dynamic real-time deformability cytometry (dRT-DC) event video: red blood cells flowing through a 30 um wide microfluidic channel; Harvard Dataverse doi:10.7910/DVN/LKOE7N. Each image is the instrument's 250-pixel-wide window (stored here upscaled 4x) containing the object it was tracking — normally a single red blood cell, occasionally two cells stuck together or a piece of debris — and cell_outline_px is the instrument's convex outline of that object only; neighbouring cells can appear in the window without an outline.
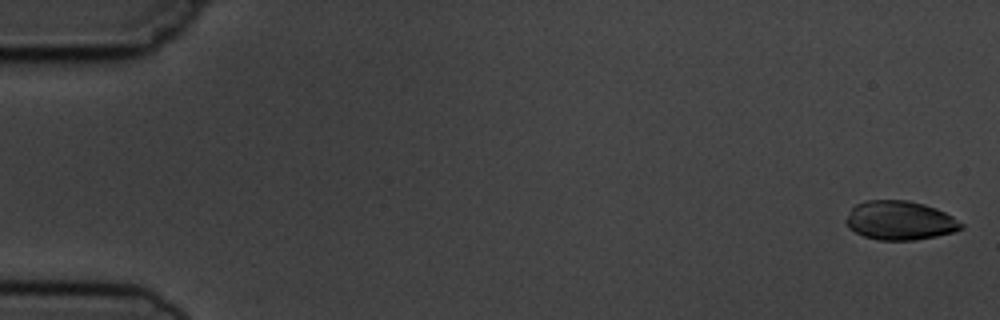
{"species": "common noctule bat (a hibernating species)", "species_latin": "Nyctalus noctula", "temperature_condition": "cold", "stored_images_in_passage": 5, "camera_frame_rate_fps": 3000, "um_per_image_px": 0.085, "animal": {"sex": "male", "body_mass_g": 19.5, "forearm_length_mm": 54.6}, "frame": {"image": 1, "passage_image": 1, "time_ms": 0.0, "image_size_px": [1000, 320], "cell_outline_px": [[964, 228], [956, 232], [936, 236], [912, 240], [880, 240], [864, 236], [848, 228], [844, 220], [852, 208], [856, 204], [868, 200], [908, 200], [924, 204], [936, 208], [952, 216], [964, 224]], "centroid_in_image_um": [76.5, 18.74], "position_along_channel_um": 8.5, "area_um2": 26.24}}
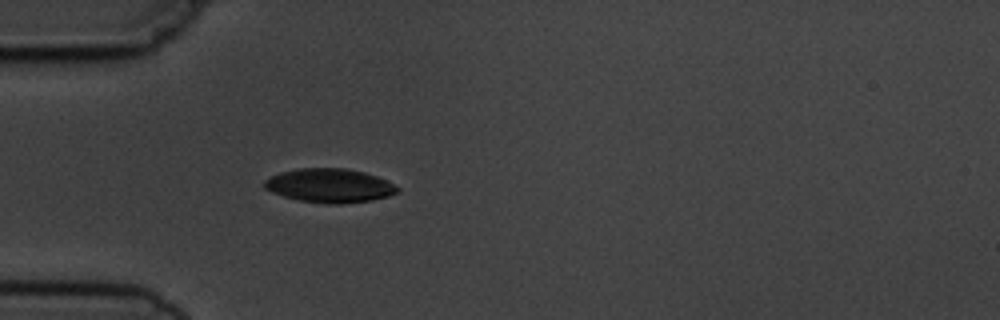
{"frame": {"image": 2, "passage_image": 5, "time_ms": 5.0, "image_size_px": [1000, 320], "cell_outline_px": [[400, 192], [388, 196], [372, 200], [340, 204], [328, 204], [300, 200], [284, 196], [272, 192], [264, 188], [264, 180], [280, 172], [296, 168], [348, 168], [364, 172], [376, 176], [400, 188]], "centroid_in_image_um": [28.01, 15.77], "position_along_channel_um": 57.0, "area_um2": 26.24}}